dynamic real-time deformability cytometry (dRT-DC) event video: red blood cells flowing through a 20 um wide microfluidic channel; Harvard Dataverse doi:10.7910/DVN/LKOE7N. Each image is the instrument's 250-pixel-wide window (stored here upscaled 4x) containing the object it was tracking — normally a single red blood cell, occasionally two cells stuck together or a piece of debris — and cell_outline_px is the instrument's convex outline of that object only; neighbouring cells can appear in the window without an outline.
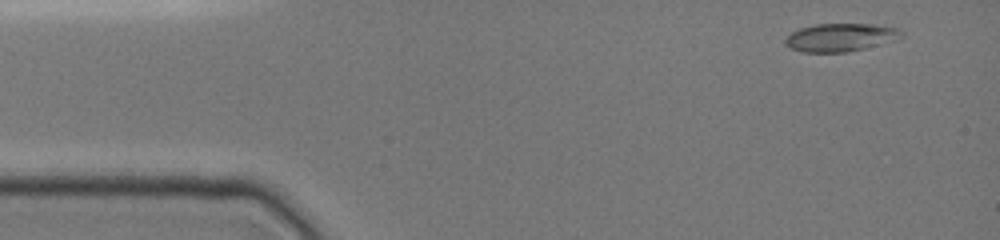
{"species": "common noctule bat (a hibernating species)", "species_latin": "Nyctalus noctula", "temperature_condition": "cold", "stored_images_in_passage": 5, "camera_frame_rate_fps": 3000, "um_per_image_px": 0.085, "animal": {"sex": "female", "body_mass_g": 19.0, "forearm_length_mm": 51.5}, "frame": {"image": 1, "passage_image": 1, "time_ms": 0.0, "image_size_px": [1000, 240], "cell_outline_px": [[904, 36], [864, 48], [848, 52], [804, 52], [792, 48], [784, 44], [784, 40], [792, 32], [800, 28], [816, 24], [872, 24], [896, 28], [904, 32]], "centroid_in_image_um": [71.41, 3.17], "position_along_channel_um": 13.6, "area_um2": 18.67}}
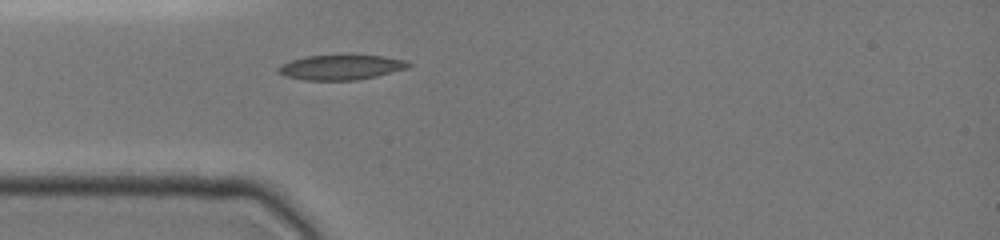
{"frame": {"image": 2, "passage_image": 5, "time_ms": 3.333, "image_size_px": [1000, 240], "cell_outline_px": [[412, 64], [408, 68], [376, 76], [356, 80], [304, 80], [284, 76], [276, 72], [276, 68], [280, 64], [304, 56], [344, 52], [348, 52], [384, 56], [408, 60]], "centroid_in_image_um": [28.98, 5.66], "position_along_channel_um": 56.0, "area_um2": 20.11}}